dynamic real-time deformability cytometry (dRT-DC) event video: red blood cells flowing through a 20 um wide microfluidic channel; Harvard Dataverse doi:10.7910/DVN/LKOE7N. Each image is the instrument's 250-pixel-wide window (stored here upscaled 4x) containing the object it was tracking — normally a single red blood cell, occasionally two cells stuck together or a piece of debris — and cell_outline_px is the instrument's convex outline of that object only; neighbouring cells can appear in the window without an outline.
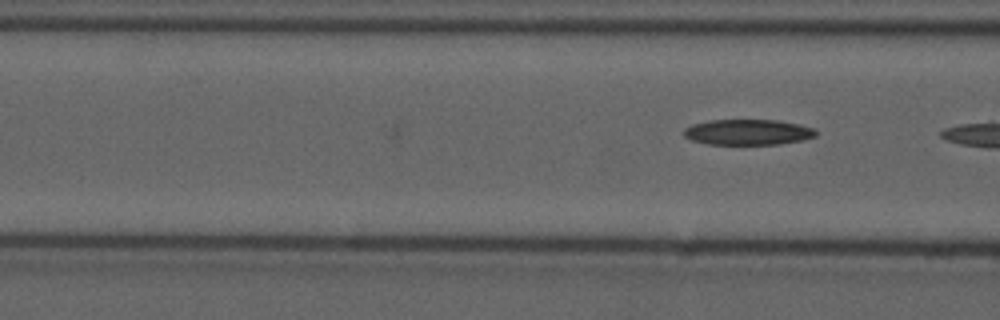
{"species": "common noctule bat (a hibernating species)", "species_latin": "Nyctalus noctula", "temperature_condition": "cold", "stored_images_in_passage": 3, "camera_frame_rate_fps": 3000, "um_per_image_px": 0.085, "animal": {"sex": "male", "forearm_length_mm": 52.5}, "frame": {"image": 1, "passage_image": 3, "time_ms": 0.667, "image_size_px": [1000, 320], "cell_outline_px": [[816, 136], [804, 140], [780, 144], [708, 144], [692, 140], [684, 136], [684, 128], [692, 124], [708, 120], [780, 120], [800, 124], [816, 128]], "centroid_in_image_um": [63.61, 11.22], "position_along_channel_um": 103.0, "area_um2": 19.88}}